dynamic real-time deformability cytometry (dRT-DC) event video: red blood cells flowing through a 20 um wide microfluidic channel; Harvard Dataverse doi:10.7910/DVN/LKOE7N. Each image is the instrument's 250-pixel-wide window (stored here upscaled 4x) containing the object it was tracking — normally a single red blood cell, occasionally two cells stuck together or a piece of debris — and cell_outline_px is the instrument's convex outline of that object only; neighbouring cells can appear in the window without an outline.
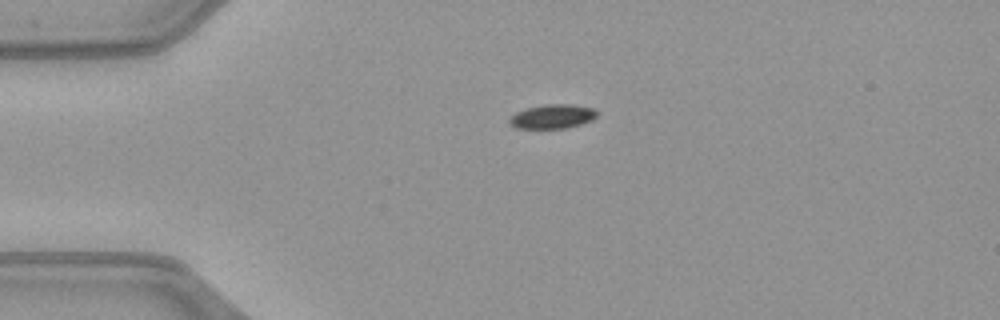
{"species": "common noctule bat (a hibernating species)", "species_latin": "Nyctalus noctula", "temperature_condition": "warm", "stored_images_in_passage": 40, "camera_frame_rate_fps": 3000, "um_per_image_px": 0.085, "animal": {"sex": "female", "body_mass_g": 21.9}, "frame": {"image": 1, "passage_image": 1, "time_ms": 0.0, "image_size_px": [1000, 320], "cell_outline_px": [[596, 116], [592, 120], [580, 124], [564, 128], [516, 128], [508, 124], [508, 120], [516, 112], [524, 108], [548, 104], [568, 104], [592, 108], [596, 112]], "centroid_in_image_um": [46.9, 9.9], "position_along_channel_um": 38.1, "area_um2": 12.2}}
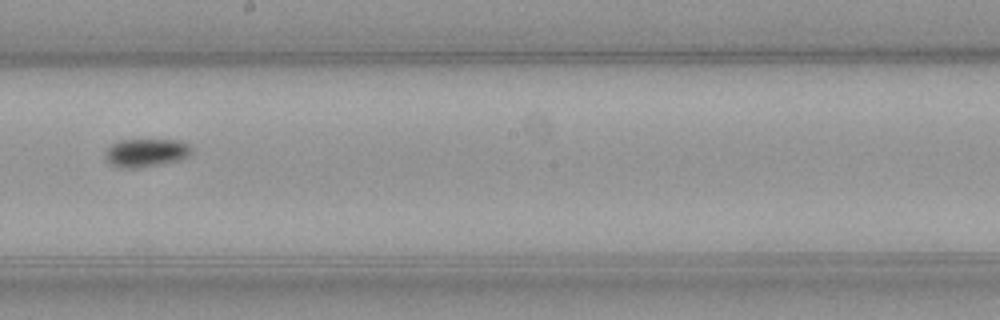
{"frame": {"image": 2, "passage_image": 18, "time_ms": 5.667, "image_size_px": [1000, 320], "cell_outline_px": [[192, 148], [188, 156], [176, 160], [160, 164], [136, 168], [124, 168], [112, 164], [104, 156], [104, 152], [112, 144], [120, 140], [180, 140], [188, 144]], "centroid_in_image_um": [12.4, 12.97], "position_along_channel_um": 235.8, "area_um2": 13.93}}
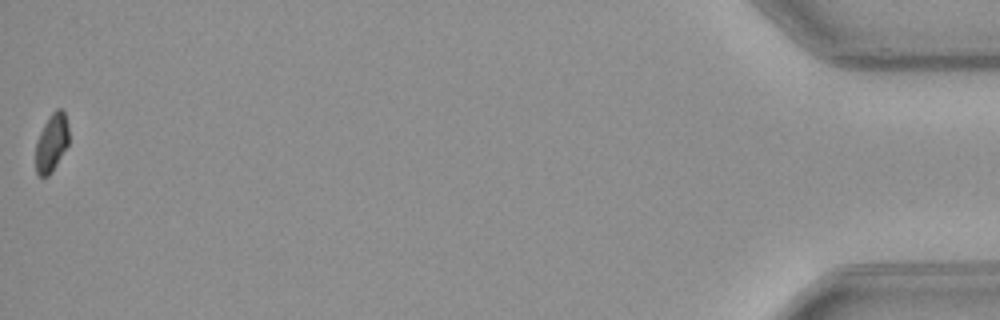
{"frame": {"image": 3, "passage_image": 40, "time_ms": 13.0, "image_size_px": [1000, 320], "cell_outline_px": [[68, 144], [52, 172], [48, 176], [40, 176], [36, 172], [36, 140], [48, 116], [56, 108], [60, 108], [64, 112], [68, 128]], "centroid_in_image_um": [4.37, 12.12], "position_along_channel_um": 430.8, "area_um2": 11.16}, "authors_computed_cell_mechanics": {"area_um2": 12.9472, "velocity_mm_per_s": 4.0681, "shape_relaxation_time_tau1_ms": 4.8712, "shape_relaxation_time_tau2_ms": null, "deformation_change_tau1": 0.1561, "deformation_change_tau2": null}}